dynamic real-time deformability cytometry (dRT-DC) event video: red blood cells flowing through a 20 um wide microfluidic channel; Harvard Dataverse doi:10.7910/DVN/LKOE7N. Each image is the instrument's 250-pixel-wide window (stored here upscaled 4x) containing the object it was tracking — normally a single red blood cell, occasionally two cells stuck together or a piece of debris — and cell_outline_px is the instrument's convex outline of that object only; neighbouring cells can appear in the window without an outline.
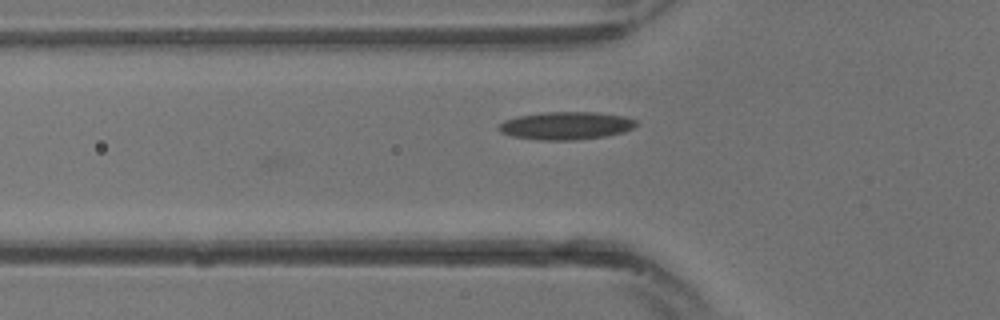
{"species": "common noctule bat (a hibernating species)", "species_latin": "Nyctalus noctula", "temperature_condition": "warm", "stored_images_in_passage": 3, "camera_frame_rate_fps": 3000, "um_per_image_px": 0.085, "animal": {"sex": "male", "body_mass_g": 13.3}, "frame": {"image": 1, "passage_image": 3, "time_ms": 0.667, "image_size_px": [1000, 320], "cell_outline_px": [[636, 124], [632, 128], [624, 132], [604, 136], [576, 140], [536, 140], [512, 136], [500, 132], [496, 128], [504, 120], [520, 116], [544, 112], [596, 112], [624, 116], [636, 120]], "centroid_in_image_um": [48.09, 10.68], "position_along_channel_um": 77.7, "area_um2": 22.25}}